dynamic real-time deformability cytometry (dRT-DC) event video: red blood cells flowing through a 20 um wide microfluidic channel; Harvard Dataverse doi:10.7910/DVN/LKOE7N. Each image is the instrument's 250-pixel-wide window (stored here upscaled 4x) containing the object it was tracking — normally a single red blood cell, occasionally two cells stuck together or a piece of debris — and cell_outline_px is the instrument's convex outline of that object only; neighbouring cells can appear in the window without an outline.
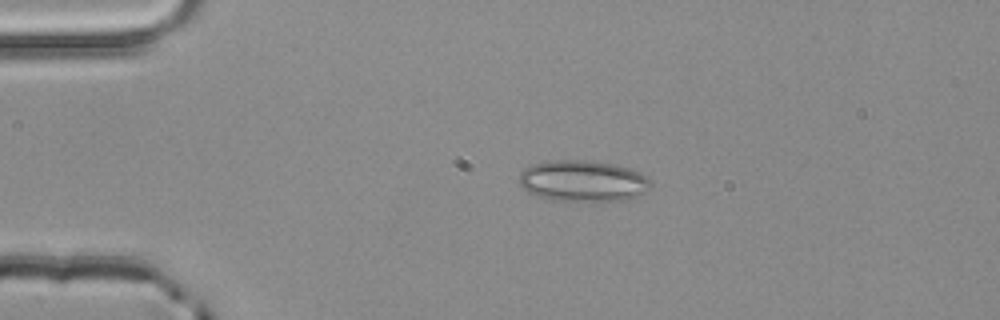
{"species": "common noctule bat (a hibernating species)", "species_latin": "Nyctalus noctula", "temperature_condition": "room temperature", "stored_images_in_passage": 2, "camera_frame_rate_fps": 3000, "um_per_image_px": 0.085, "animal": {"sex": "male", "body_mass_g": 20.4}, "frame": {"image": 1, "passage_image": 1, "time_ms": 0.0, "image_size_px": [1000, 320], "cell_outline_px": [[652, 184], [648, 192], [628, 200], [552, 200], [528, 192], [520, 184], [520, 172], [524, 168], [532, 164], [552, 160], [592, 160], [616, 164], [632, 168], [648, 176], [652, 180]], "centroid_in_image_um": [49.63, 15.36], "position_along_channel_um": 35.4, "area_um2": 31.96}}